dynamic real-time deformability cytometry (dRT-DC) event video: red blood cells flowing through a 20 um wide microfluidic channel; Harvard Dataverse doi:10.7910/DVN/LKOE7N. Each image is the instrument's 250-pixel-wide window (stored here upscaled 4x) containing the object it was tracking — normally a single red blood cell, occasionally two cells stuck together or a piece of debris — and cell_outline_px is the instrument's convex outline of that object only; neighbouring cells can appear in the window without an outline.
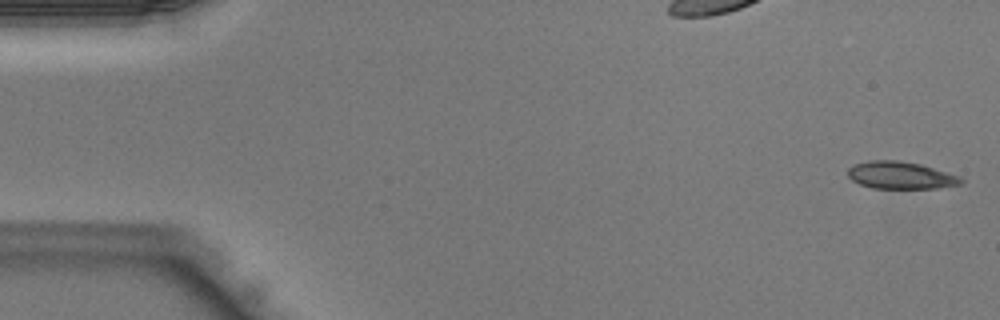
{"species": "Egyptian fruit bat (a non-hibernating species)", "species_latin": "Rousettus aegyptiacus", "temperature_condition": "warm", "stored_images_in_passage": 42, "camera_frame_rate_fps": 3000, "um_per_image_px": 0.085, "animal": {"sex": "male"}, "frame": {"image": 1, "passage_image": 1, "time_ms": 0.0, "image_size_px": [1000, 320], "cell_outline_px": [[964, 184], [936, 188], [872, 188], [860, 184], [852, 180], [848, 176], [848, 168], [852, 164], [868, 160], [900, 160], [920, 164], [960, 176], [964, 180]], "centroid_in_image_um": [76.55, 14.89], "position_along_channel_um": 8.5, "area_um2": 18.15}}
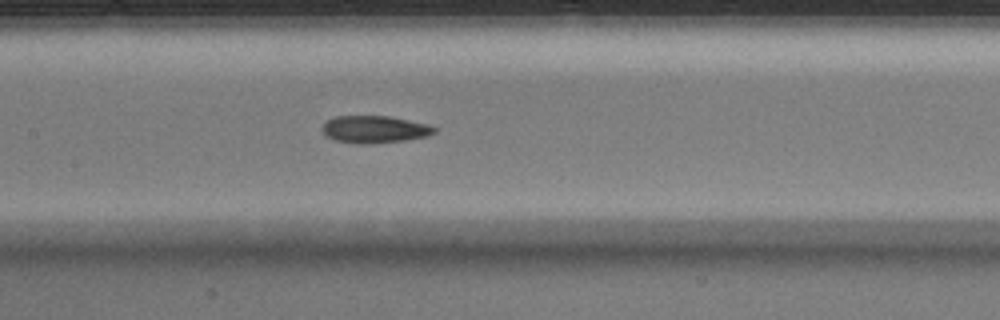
{"frame": {"image": 2, "passage_image": 20, "time_ms": 6.333, "image_size_px": [1000, 320], "cell_outline_px": [[436, 132], [428, 136], [404, 140], [372, 144], [360, 144], [336, 140], [324, 136], [320, 128], [324, 120], [332, 116], [388, 116], [428, 124], [436, 128]], "centroid_in_image_um": [31.77, 10.99], "position_along_channel_um": 175.6, "area_um2": 18.09}}
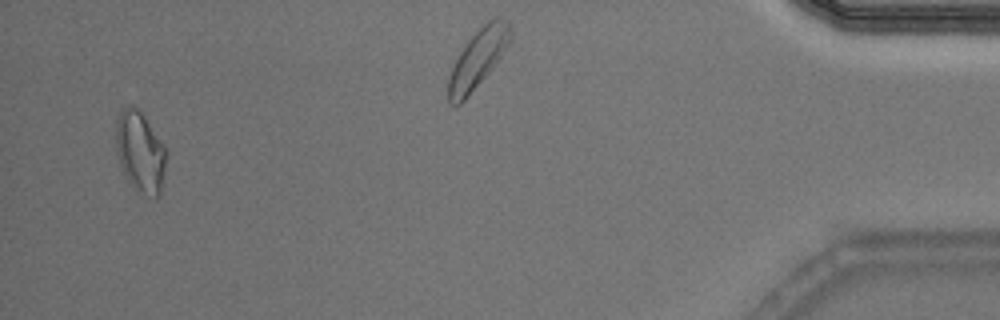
{"frame": {"image": 3, "passage_image": 41, "time_ms": 13.333, "image_size_px": [1000, 320], "cell_outline_px": [[168, 152], [160, 196], [156, 196], [144, 192], [128, 180], [120, 164], [116, 152], [116, 120], [120, 112], [124, 108], [132, 104], [144, 116], [164, 144]], "centroid_in_image_um": [11.93, 12.85], "position_along_channel_um": 423.3, "area_um2": 23.29}}